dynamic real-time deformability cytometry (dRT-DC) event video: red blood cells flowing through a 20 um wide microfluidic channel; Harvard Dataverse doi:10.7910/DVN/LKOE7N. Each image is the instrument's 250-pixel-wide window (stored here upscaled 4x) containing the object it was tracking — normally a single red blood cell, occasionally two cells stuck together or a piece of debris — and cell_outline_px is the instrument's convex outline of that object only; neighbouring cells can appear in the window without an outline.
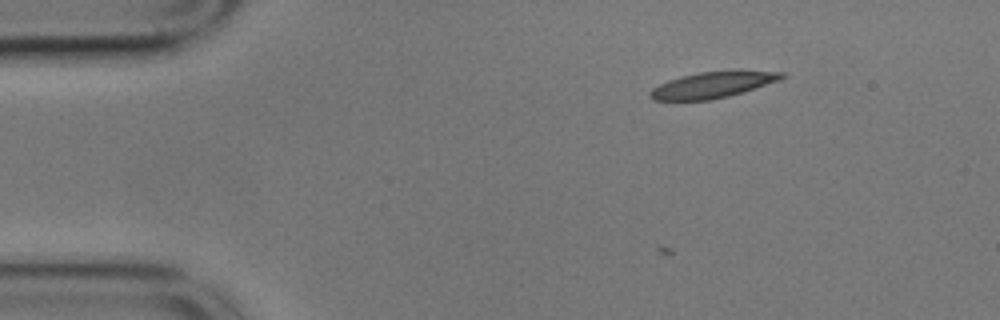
{"species": "common noctule bat (a hibernating species)", "species_latin": "Nyctalus noctula", "temperature_condition": "cold", "stored_images_in_passage": 2, "camera_frame_rate_fps": 3000, "um_per_image_px": 0.085, "animal": {"sex": "male", "body_mass_g": 17.9}, "frame": {"image": 1, "passage_image": 2, "time_ms": 0.333, "image_size_px": [1000, 320], "cell_outline_px": [[788, 76], [780, 80], [744, 92], [728, 96], [708, 100], [652, 100], [648, 96], [648, 92], [652, 88], [668, 80], [680, 76], [700, 72], [732, 68], [740, 68], [784, 72]], "centroid_in_image_um": [60.67, 7.16], "position_along_channel_um": 24.3, "area_um2": 20.92}}